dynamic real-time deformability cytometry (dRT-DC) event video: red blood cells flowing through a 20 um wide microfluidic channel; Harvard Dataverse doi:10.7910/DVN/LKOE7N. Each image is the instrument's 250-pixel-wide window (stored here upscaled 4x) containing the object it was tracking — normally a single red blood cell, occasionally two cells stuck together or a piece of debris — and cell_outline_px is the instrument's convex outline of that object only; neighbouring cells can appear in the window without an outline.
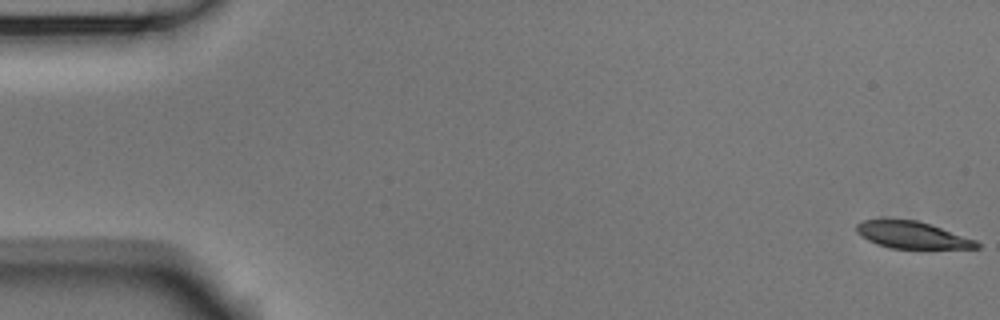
{"species": "Egyptian fruit bat (a non-hibernating species)", "species_latin": "Rousettus aegyptiacus", "temperature_condition": "room temperature", "stored_images_in_passage": 56, "camera_frame_rate_fps": 3000, "um_per_image_px": 0.085, "animal": {"sex": "male"}, "frame": {"image": 1, "passage_image": 1, "time_ms": 0.0, "image_size_px": [1000, 320], "cell_outline_px": [[980, 248], [892, 248], [876, 244], [860, 236], [856, 232], [856, 224], [864, 220], [916, 220], [932, 224], [976, 240], [980, 244]], "centroid_in_image_um": [77.54, 19.98], "position_along_channel_um": 7.5, "area_um2": 18.73}}
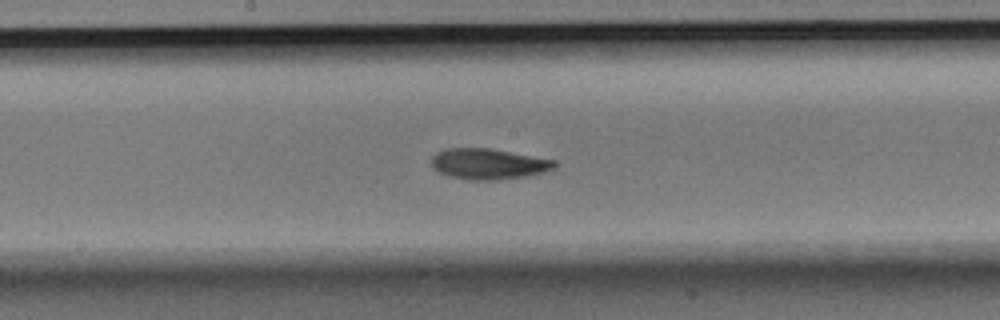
{"frame": {"image": 2, "passage_image": 29, "time_ms": 9.333, "image_size_px": [1000, 320], "cell_outline_px": [[556, 164], [552, 168], [544, 172], [524, 176], [496, 180], [468, 180], [448, 176], [436, 172], [432, 168], [432, 156], [436, 152], [444, 148], [492, 148], [556, 160]], "centroid_in_image_um": [41.46, 13.92], "position_along_channel_um": 206.7, "area_um2": 22.25}}
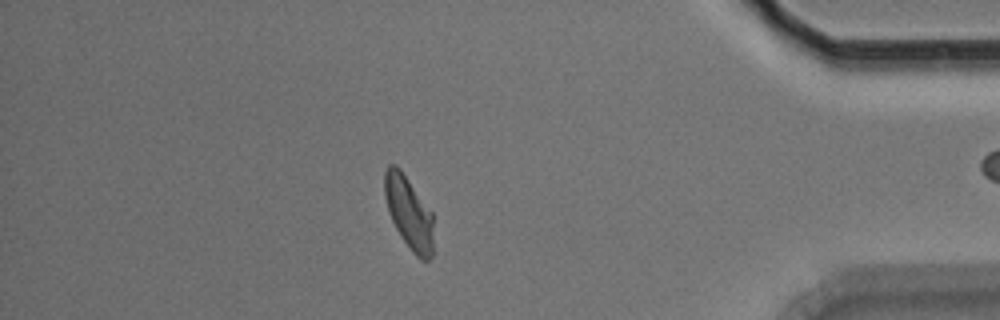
{"frame": {"image": 3, "passage_image": 48, "time_ms": 15.667, "image_size_px": [1000, 320], "cell_outline_px": [[432, 256], [428, 260], [420, 260], [412, 252], [400, 236], [388, 212], [384, 196], [384, 172], [388, 164], [396, 164], [400, 168], [432, 212]], "centroid_in_image_um": [34.72, 18.05], "position_along_channel_um": 400.5, "area_um2": 20.69}}